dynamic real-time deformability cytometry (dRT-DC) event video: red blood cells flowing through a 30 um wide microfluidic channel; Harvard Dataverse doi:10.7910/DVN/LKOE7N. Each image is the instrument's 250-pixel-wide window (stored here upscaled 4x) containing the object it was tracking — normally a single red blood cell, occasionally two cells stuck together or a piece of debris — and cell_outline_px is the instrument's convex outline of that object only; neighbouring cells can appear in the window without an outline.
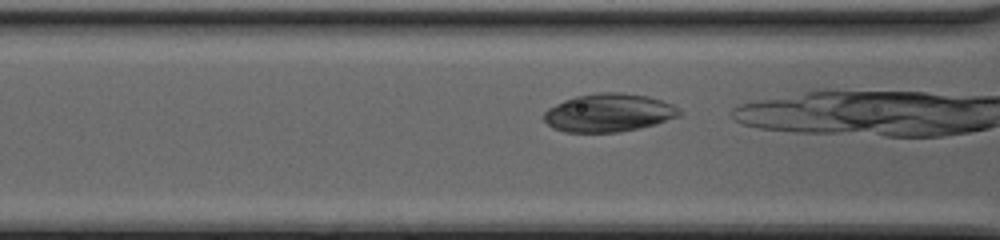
{"species": "common noctule bat (a hibernating species)", "species_latin": "Nyctalus noctula", "temperature_condition": "cold", "stored_images_in_passage": 14, "camera_frame_rate_fps": 3000, "um_per_image_px": 0.085, "animal": {"sex": "female", "body_mass_g": 20.0, "forearm_length_mm": 54.0}, "frame": {"image": 1, "passage_image": 12, "time_ms": 3.667, "image_size_px": [1000, 240], "cell_outline_px": [[680, 116], [656, 124], [640, 128], [620, 132], [564, 132], [552, 128], [544, 120], [544, 112], [548, 108], [564, 100], [576, 96], [600, 92], [620, 92], [648, 96], [672, 104], [680, 112]], "centroid_in_image_um": [51.72, 9.59], "position_along_channel_um": 114.9, "area_um2": 30.11}}